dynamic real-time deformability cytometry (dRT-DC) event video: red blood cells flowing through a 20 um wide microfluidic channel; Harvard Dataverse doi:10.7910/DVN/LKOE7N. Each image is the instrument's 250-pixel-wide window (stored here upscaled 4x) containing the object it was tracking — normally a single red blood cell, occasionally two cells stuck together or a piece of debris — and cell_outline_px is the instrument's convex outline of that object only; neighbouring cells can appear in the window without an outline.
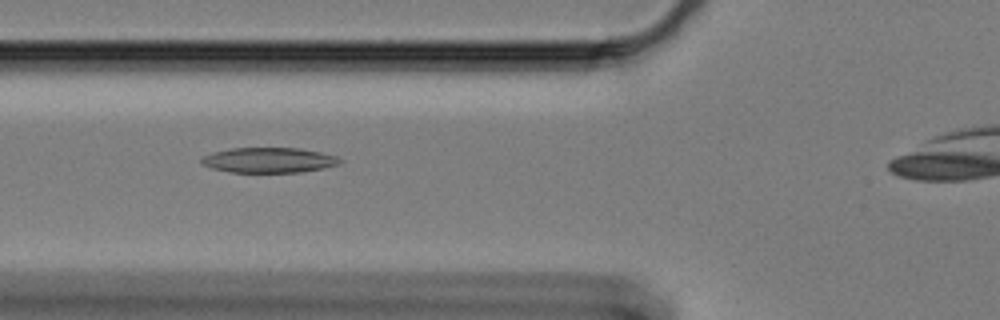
{"species": "Egyptian fruit bat (a non-hibernating species)", "species_latin": "Rousettus aegyptiacus", "temperature_condition": "cold", "stored_images_in_passage": 34, "camera_frame_rate_fps": 3000, "um_per_image_px": 0.085, "animal": {"sex": "female"}, "frame": {"image": 1, "passage_image": 4, "time_ms": 1.0, "image_size_px": [1000, 320], "cell_outline_px": [[340, 160], [336, 164], [320, 168], [300, 172], [232, 172], [212, 168], [200, 164], [200, 156], [212, 152], [232, 148], [300, 148], [320, 152], [336, 156]], "centroid_in_image_um": [22.74, 13.6], "position_along_channel_um": 103.1, "area_um2": 20.11}}
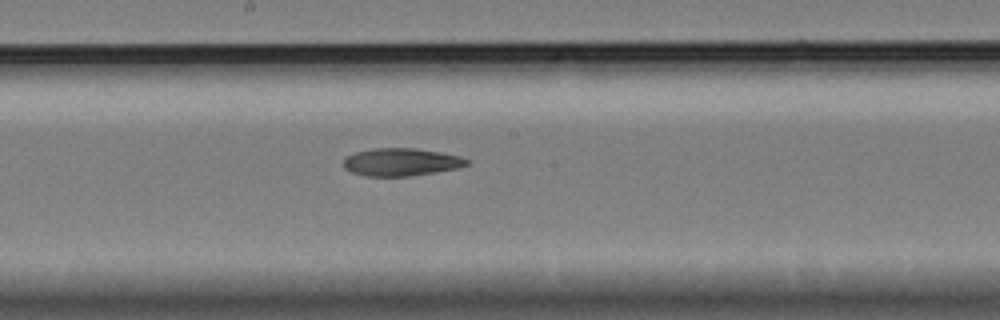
{"frame": {"image": 2, "passage_image": 14, "time_ms": 4.333, "image_size_px": [1000, 320], "cell_outline_px": [[468, 164], [456, 168], [436, 172], [408, 176], [368, 176], [352, 172], [344, 168], [344, 156], [356, 152], [372, 148], [416, 148], [440, 152], [460, 156], [468, 160]], "centroid_in_image_um": [34.07, 13.76], "position_along_channel_um": 214.1, "area_um2": 19.83}}
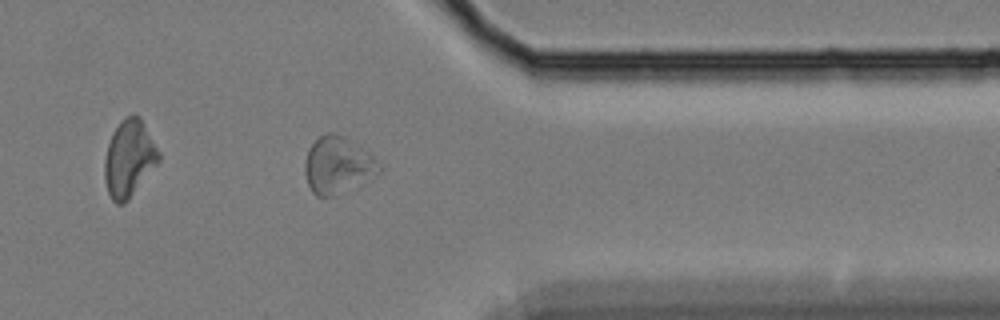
{"frame": {"image": 3, "passage_image": 30, "time_ms": 9.667, "image_size_px": [1000, 320], "cell_outline_px": [[384, 168], [380, 172], [332, 196], [316, 196], [312, 192], [308, 184], [304, 172], [304, 164], [308, 152], [312, 144], [320, 136], [328, 132], [336, 132], [344, 136], [372, 156]], "centroid_in_image_um": [28.67, 14.02], "position_along_channel_um": 382.7, "area_um2": 23.93}}